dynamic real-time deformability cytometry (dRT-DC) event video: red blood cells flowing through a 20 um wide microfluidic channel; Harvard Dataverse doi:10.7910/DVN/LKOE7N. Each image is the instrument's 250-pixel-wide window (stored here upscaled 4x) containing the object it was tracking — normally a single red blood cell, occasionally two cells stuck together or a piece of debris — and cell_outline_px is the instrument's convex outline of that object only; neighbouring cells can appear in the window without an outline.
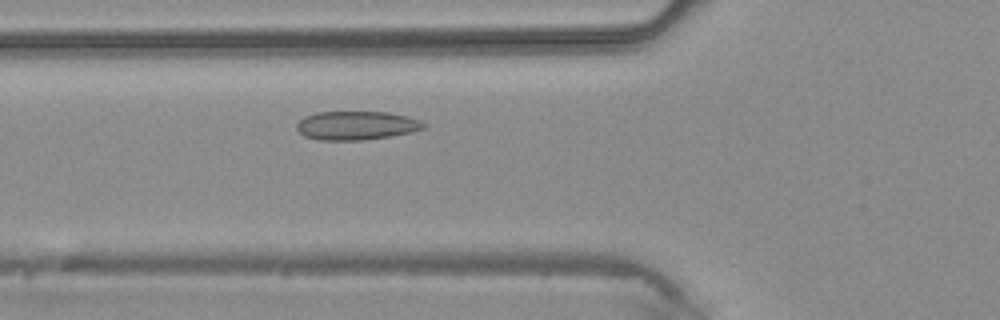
{"species": "common noctule bat (a hibernating species)", "species_latin": "Nyctalus noctula", "temperature_condition": "warm", "stored_images_in_passage": 37, "camera_frame_rate_fps": 3000, "um_per_image_px": 0.085, "animal": {"sex": "male", "body_mass_g": 20.4}, "frame": {"image": 1, "passage_image": 9, "time_ms": 2.667, "image_size_px": [1000, 320], "cell_outline_px": [[428, 124], [424, 128], [412, 132], [392, 136], [360, 140], [316, 140], [304, 136], [296, 128], [296, 124], [304, 116], [316, 112], [388, 112], [408, 116], [420, 120]], "centroid_in_image_um": [30.3, 10.66], "position_along_channel_um": 95.5, "area_um2": 21.44}}
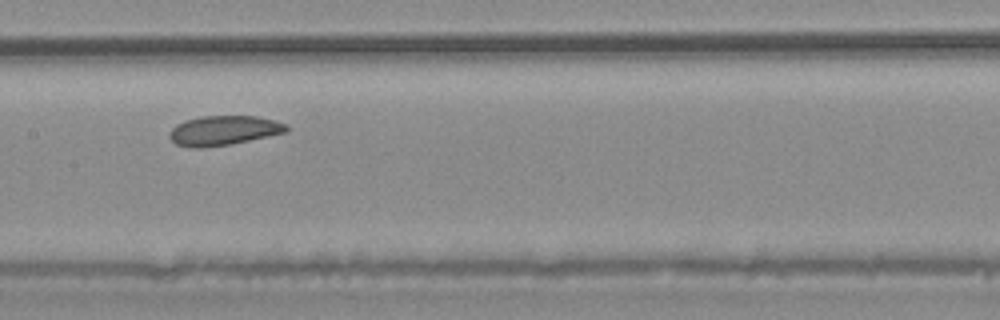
{"frame": {"image": 2, "passage_image": 15, "time_ms": 4.667, "image_size_px": [1000, 320], "cell_outline_px": [[288, 132], [228, 144], [200, 148], [192, 148], [176, 144], [168, 136], [172, 128], [176, 124], [184, 120], [200, 116], [256, 116], [276, 120], [284, 124], [288, 128]], "centroid_in_image_um": [18.98, 11.08], "position_along_channel_um": 188.4, "area_um2": 20.06}}
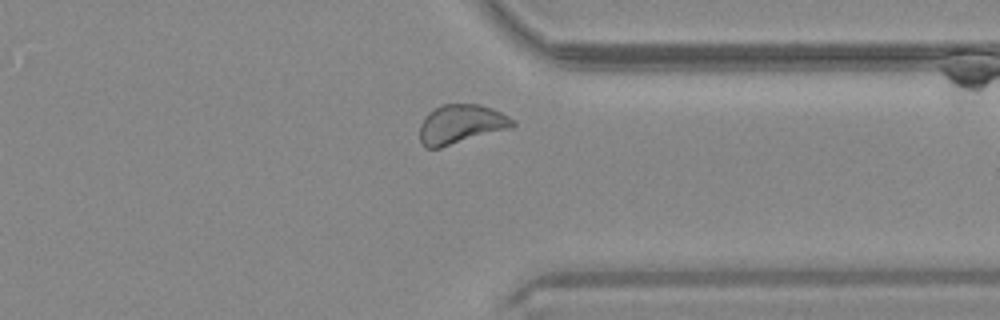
{"frame": {"image": 3, "passage_image": 27, "time_ms": 8.667, "image_size_px": [1000, 320], "cell_outline_px": [[516, 124], [512, 128], [440, 148], [424, 148], [420, 140], [420, 124], [424, 116], [428, 112], [440, 104], [480, 104], [492, 108], [516, 120]], "centroid_in_image_um": [39.18, 10.56], "position_along_channel_um": 372.2, "area_um2": 21.56}}